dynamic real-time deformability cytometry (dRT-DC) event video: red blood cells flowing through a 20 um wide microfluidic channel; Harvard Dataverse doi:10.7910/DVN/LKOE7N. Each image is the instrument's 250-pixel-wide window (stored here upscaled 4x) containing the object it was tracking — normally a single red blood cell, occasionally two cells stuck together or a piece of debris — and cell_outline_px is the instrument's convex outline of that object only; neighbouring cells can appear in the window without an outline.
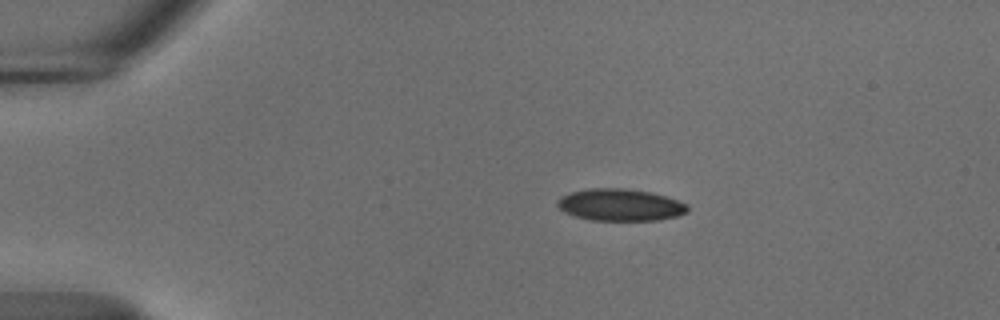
{"species": "common noctule bat (a hibernating species)", "species_latin": "Nyctalus noctula", "temperature_condition": "cold", "stored_images_in_passage": 45, "camera_frame_rate_fps": 3000, "um_per_image_px": 0.085, "animal": {"sex": "male", "body_mass_g": 18.8}, "frame": {"image": 1, "passage_image": 1, "time_ms": 0.0, "image_size_px": [1000, 320], "cell_outline_px": [[688, 212], [676, 216], [660, 220], [592, 220], [576, 216], [564, 212], [556, 204], [556, 200], [560, 196], [572, 192], [588, 188], [624, 188], [652, 192], [688, 204]], "centroid_in_image_um": [52.71, 17.41], "position_along_channel_um": 32.3, "area_um2": 24.28}}
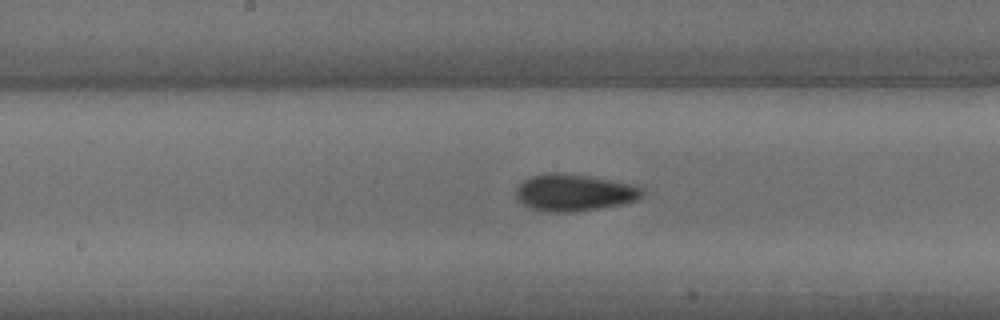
{"frame": {"image": 2, "passage_image": 19, "time_ms": 6.0, "image_size_px": [1000, 320], "cell_outline_px": [[644, 192], [636, 200], [620, 204], [596, 208], [568, 212], [544, 212], [528, 208], [520, 204], [516, 200], [516, 192], [520, 184], [524, 180], [532, 176], [548, 172], [556, 172], [588, 176], [628, 184], [640, 188]], "centroid_in_image_um": [48.69, 16.38], "position_along_channel_um": 199.5, "area_um2": 26.76}}
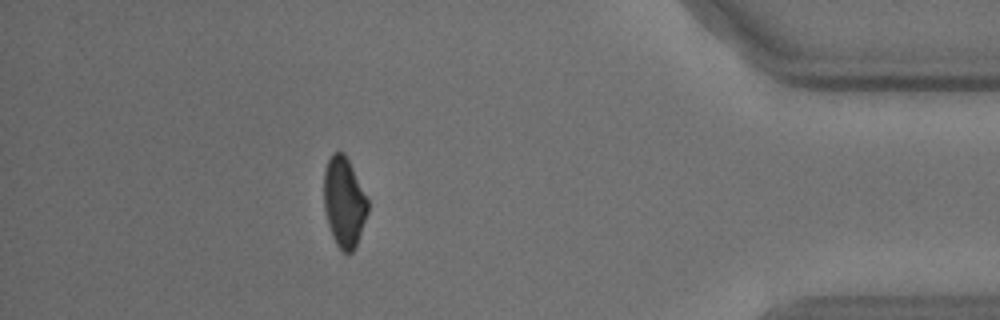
{"frame": {"image": 3, "passage_image": 39, "time_ms": 12.667, "image_size_px": [1000, 320], "cell_outline_px": [[368, 212], [356, 248], [352, 252], [344, 252], [336, 244], [332, 236], [328, 224], [324, 208], [324, 172], [328, 160], [332, 152], [344, 152], [368, 200]], "centroid_in_image_um": [29.24, 17.2], "position_along_channel_um": 406.0, "area_um2": 22.89}, "authors_computed_cell_mechanics": {"area_um2": 25.143, "velocity_mm_per_s": 3.7034, "shape_relaxation_time_tau1_ms": 4.9942, "shape_relaxation_time_tau2_ms": 3.4562, "deformation_change_tau1": 0.0985, "deformation_change_tau2": 0.0694}}